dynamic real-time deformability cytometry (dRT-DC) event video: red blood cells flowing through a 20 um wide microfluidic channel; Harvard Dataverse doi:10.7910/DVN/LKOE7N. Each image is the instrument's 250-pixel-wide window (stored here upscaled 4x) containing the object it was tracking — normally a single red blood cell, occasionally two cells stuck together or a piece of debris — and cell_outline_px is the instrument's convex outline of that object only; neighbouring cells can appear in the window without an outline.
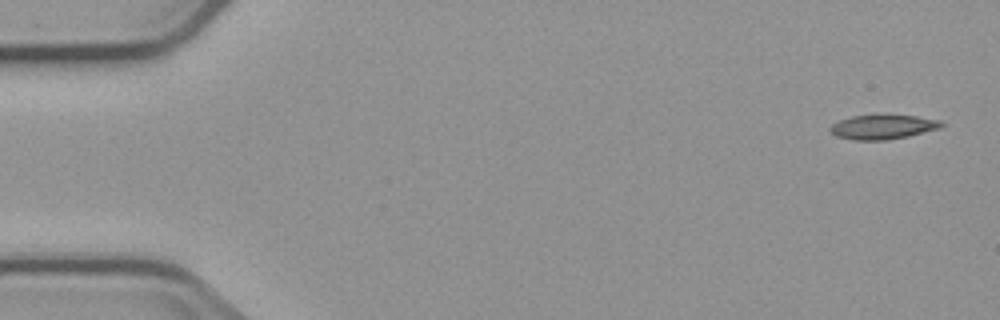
{"species": "common noctule bat (a hibernating species)", "species_latin": "Nyctalus noctula", "temperature_condition": "cold", "stored_images_in_passage": 5, "camera_frame_rate_fps": 3000, "um_per_image_px": 0.085, "animal": {"sex": "male", "body_mass_g": 23.1, "forearm_length_mm": 52.7}, "frame": {"image": 1, "passage_image": 1, "time_ms": 0.0, "image_size_px": [1000, 320], "cell_outline_px": [[944, 124], [940, 128], [908, 136], [888, 140], [852, 140], [836, 136], [828, 128], [832, 124], [840, 120], [852, 116], [916, 116], [940, 120]], "centroid_in_image_um": [75.03, 10.81], "position_along_channel_um": 10.0, "area_um2": 15.55}}